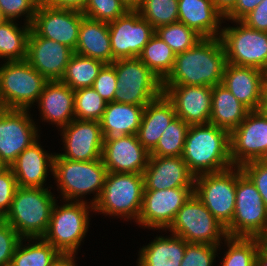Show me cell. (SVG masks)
<instances>
[{"label": "cell", "instance_id": "1", "mask_svg": "<svg viewBox=\"0 0 267 266\" xmlns=\"http://www.w3.org/2000/svg\"><path fill=\"white\" fill-rule=\"evenodd\" d=\"M225 64L220 37L202 38L189 50L176 54L173 69L162 85L213 87L222 83Z\"/></svg>", "mask_w": 267, "mask_h": 266}, {"label": "cell", "instance_id": "2", "mask_svg": "<svg viewBox=\"0 0 267 266\" xmlns=\"http://www.w3.org/2000/svg\"><path fill=\"white\" fill-rule=\"evenodd\" d=\"M182 157L195 177L230 169V133L211 123L190 125Z\"/></svg>", "mask_w": 267, "mask_h": 266}, {"label": "cell", "instance_id": "3", "mask_svg": "<svg viewBox=\"0 0 267 266\" xmlns=\"http://www.w3.org/2000/svg\"><path fill=\"white\" fill-rule=\"evenodd\" d=\"M56 199L48 188L17 187L10 210L3 220L21 238H42L46 233Z\"/></svg>", "mask_w": 267, "mask_h": 266}, {"label": "cell", "instance_id": "4", "mask_svg": "<svg viewBox=\"0 0 267 266\" xmlns=\"http://www.w3.org/2000/svg\"><path fill=\"white\" fill-rule=\"evenodd\" d=\"M53 176L65 201H84L83 195L96 192L91 205L100 197L108 173L103 160L75 161L54 156ZM80 199H79V198ZM78 198V199H77Z\"/></svg>", "mask_w": 267, "mask_h": 266}, {"label": "cell", "instance_id": "5", "mask_svg": "<svg viewBox=\"0 0 267 266\" xmlns=\"http://www.w3.org/2000/svg\"><path fill=\"white\" fill-rule=\"evenodd\" d=\"M144 192L143 174L108 172L100 197L93 205L95 212L139 219Z\"/></svg>", "mask_w": 267, "mask_h": 266}, {"label": "cell", "instance_id": "6", "mask_svg": "<svg viewBox=\"0 0 267 266\" xmlns=\"http://www.w3.org/2000/svg\"><path fill=\"white\" fill-rule=\"evenodd\" d=\"M229 237L260 238L267 231V208L255 184L236 166L235 210L225 228Z\"/></svg>", "mask_w": 267, "mask_h": 266}, {"label": "cell", "instance_id": "7", "mask_svg": "<svg viewBox=\"0 0 267 266\" xmlns=\"http://www.w3.org/2000/svg\"><path fill=\"white\" fill-rule=\"evenodd\" d=\"M58 206L55 202L48 229L42 237L61 255H76L89 225V210L93 205L86 201H66ZM91 205V206H90Z\"/></svg>", "mask_w": 267, "mask_h": 266}, {"label": "cell", "instance_id": "8", "mask_svg": "<svg viewBox=\"0 0 267 266\" xmlns=\"http://www.w3.org/2000/svg\"><path fill=\"white\" fill-rule=\"evenodd\" d=\"M46 82L26 60L7 61L0 67V108L29 110Z\"/></svg>", "mask_w": 267, "mask_h": 266}, {"label": "cell", "instance_id": "9", "mask_svg": "<svg viewBox=\"0 0 267 266\" xmlns=\"http://www.w3.org/2000/svg\"><path fill=\"white\" fill-rule=\"evenodd\" d=\"M111 65L117 76L113 101L146 106L163 94L161 79L139 58L118 59Z\"/></svg>", "mask_w": 267, "mask_h": 266}, {"label": "cell", "instance_id": "10", "mask_svg": "<svg viewBox=\"0 0 267 266\" xmlns=\"http://www.w3.org/2000/svg\"><path fill=\"white\" fill-rule=\"evenodd\" d=\"M173 235L188 243H204L219 246L227 233L225 227L211 214L193 193L179 209L167 228ZM222 238V239H221Z\"/></svg>", "mask_w": 267, "mask_h": 266}, {"label": "cell", "instance_id": "11", "mask_svg": "<svg viewBox=\"0 0 267 266\" xmlns=\"http://www.w3.org/2000/svg\"><path fill=\"white\" fill-rule=\"evenodd\" d=\"M237 27H223L222 41L226 62L267 70V32L252 29L243 22L233 21Z\"/></svg>", "mask_w": 267, "mask_h": 266}, {"label": "cell", "instance_id": "12", "mask_svg": "<svg viewBox=\"0 0 267 266\" xmlns=\"http://www.w3.org/2000/svg\"><path fill=\"white\" fill-rule=\"evenodd\" d=\"M193 193L226 228L235 210L236 166L222 172L196 176Z\"/></svg>", "mask_w": 267, "mask_h": 266}, {"label": "cell", "instance_id": "13", "mask_svg": "<svg viewBox=\"0 0 267 266\" xmlns=\"http://www.w3.org/2000/svg\"><path fill=\"white\" fill-rule=\"evenodd\" d=\"M230 158L237 167L267 159V114L262 109L249 111L230 133Z\"/></svg>", "mask_w": 267, "mask_h": 266}, {"label": "cell", "instance_id": "14", "mask_svg": "<svg viewBox=\"0 0 267 266\" xmlns=\"http://www.w3.org/2000/svg\"><path fill=\"white\" fill-rule=\"evenodd\" d=\"M113 62L118 59L138 58L144 46L155 34L153 26L137 10L108 23Z\"/></svg>", "mask_w": 267, "mask_h": 266}, {"label": "cell", "instance_id": "15", "mask_svg": "<svg viewBox=\"0 0 267 266\" xmlns=\"http://www.w3.org/2000/svg\"><path fill=\"white\" fill-rule=\"evenodd\" d=\"M83 17L80 10L43 4L37 6L31 28L40 37L57 41L75 51Z\"/></svg>", "mask_w": 267, "mask_h": 266}, {"label": "cell", "instance_id": "16", "mask_svg": "<svg viewBox=\"0 0 267 266\" xmlns=\"http://www.w3.org/2000/svg\"><path fill=\"white\" fill-rule=\"evenodd\" d=\"M28 112L0 108V159L7 167L38 140V129Z\"/></svg>", "mask_w": 267, "mask_h": 266}, {"label": "cell", "instance_id": "17", "mask_svg": "<svg viewBox=\"0 0 267 266\" xmlns=\"http://www.w3.org/2000/svg\"><path fill=\"white\" fill-rule=\"evenodd\" d=\"M194 187L144 190L139 219L136 223L152 229H167L179 209L193 194Z\"/></svg>", "mask_w": 267, "mask_h": 266}, {"label": "cell", "instance_id": "18", "mask_svg": "<svg viewBox=\"0 0 267 266\" xmlns=\"http://www.w3.org/2000/svg\"><path fill=\"white\" fill-rule=\"evenodd\" d=\"M74 50L68 46L40 37L32 28L27 41L26 61L47 81L61 80Z\"/></svg>", "mask_w": 267, "mask_h": 266}, {"label": "cell", "instance_id": "19", "mask_svg": "<svg viewBox=\"0 0 267 266\" xmlns=\"http://www.w3.org/2000/svg\"><path fill=\"white\" fill-rule=\"evenodd\" d=\"M65 153H57L75 161H92L102 158L104 136L99 121L72 120L62 127Z\"/></svg>", "mask_w": 267, "mask_h": 266}, {"label": "cell", "instance_id": "20", "mask_svg": "<svg viewBox=\"0 0 267 266\" xmlns=\"http://www.w3.org/2000/svg\"><path fill=\"white\" fill-rule=\"evenodd\" d=\"M163 94L173 104L177 117L188 125L210 122L212 87L162 85Z\"/></svg>", "mask_w": 267, "mask_h": 266}, {"label": "cell", "instance_id": "21", "mask_svg": "<svg viewBox=\"0 0 267 266\" xmlns=\"http://www.w3.org/2000/svg\"><path fill=\"white\" fill-rule=\"evenodd\" d=\"M222 84L249 110H261L265 94V72L246 66L225 64Z\"/></svg>", "mask_w": 267, "mask_h": 266}, {"label": "cell", "instance_id": "22", "mask_svg": "<svg viewBox=\"0 0 267 266\" xmlns=\"http://www.w3.org/2000/svg\"><path fill=\"white\" fill-rule=\"evenodd\" d=\"M149 157L137 135H125L103 144L102 160L108 172L143 174Z\"/></svg>", "mask_w": 267, "mask_h": 266}, {"label": "cell", "instance_id": "23", "mask_svg": "<svg viewBox=\"0 0 267 266\" xmlns=\"http://www.w3.org/2000/svg\"><path fill=\"white\" fill-rule=\"evenodd\" d=\"M143 178L144 190L194 187L195 182V176L188 169L182 156H150Z\"/></svg>", "mask_w": 267, "mask_h": 266}, {"label": "cell", "instance_id": "24", "mask_svg": "<svg viewBox=\"0 0 267 266\" xmlns=\"http://www.w3.org/2000/svg\"><path fill=\"white\" fill-rule=\"evenodd\" d=\"M43 150L37 140L24 149L9 166L19 187L44 188L49 169L53 173L55 154Z\"/></svg>", "mask_w": 267, "mask_h": 266}, {"label": "cell", "instance_id": "25", "mask_svg": "<svg viewBox=\"0 0 267 266\" xmlns=\"http://www.w3.org/2000/svg\"><path fill=\"white\" fill-rule=\"evenodd\" d=\"M37 103L42 120L60 129L75 119L74 90L61 80L47 81Z\"/></svg>", "mask_w": 267, "mask_h": 266}, {"label": "cell", "instance_id": "26", "mask_svg": "<svg viewBox=\"0 0 267 266\" xmlns=\"http://www.w3.org/2000/svg\"><path fill=\"white\" fill-rule=\"evenodd\" d=\"M145 106L108 102L100 119L104 141L137 135Z\"/></svg>", "mask_w": 267, "mask_h": 266}, {"label": "cell", "instance_id": "27", "mask_svg": "<svg viewBox=\"0 0 267 266\" xmlns=\"http://www.w3.org/2000/svg\"><path fill=\"white\" fill-rule=\"evenodd\" d=\"M223 19L211 0H178V21L202 38L220 37Z\"/></svg>", "mask_w": 267, "mask_h": 266}, {"label": "cell", "instance_id": "28", "mask_svg": "<svg viewBox=\"0 0 267 266\" xmlns=\"http://www.w3.org/2000/svg\"><path fill=\"white\" fill-rule=\"evenodd\" d=\"M175 117L174 106L164 94L145 106L137 137L149 153Z\"/></svg>", "mask_w": 267, "mask_h": 266}, {"label": "cell", "instance_id": "29", "mask_svg": "<svg viewBox=\"0 0 267 266\" xmlns=\"http://www.w3.org/2000/svg\"><path fill=\"white\" fill-rule=\"evenodd\" d=\"M74 53L113 63L108 23L84 16L79 28L78 42Z\"/></svg>", "mask_w": 267, "mask_h": 266}, {"label": "cell", "instance_id": "30", "mask_svg": "<svg viewBox=\"0 0 267 266\" xmlns=\"http://www.w3.org/2000/svg\"><path fill=\"white\" fill-rule=\"evenodd\" d=\"M210 122L231 133L245 119L249 110L220 83L212 87Z\"/></svg>", "mask_w": 267, "mask_h": 266}, {"label": "cell", "instance_id": "31", "mask_svg": "<svg viewBox=\"0 0 267 266\" xmlns=\"http://www.w3.org/2000/svg\"><path fill=\"white\" fill-rule=\"evenodd\" d=\"M169 238L156 237L140 250L138 266H180L187 241L171 234Z\"/></svg>", "mask_w": 267, "mask_h": 266}, {"label": "cell", "instance_id": "32", "mask_svg": "<svg viewBox=\"0 0 267 266\" xmlns=\"http://www.w3.org/2000/svg\"><path fill=\"white\" fill-rule=\"evenodd\" d=\"M31 25L18 28L13 20H5L0 25V58L6 61H23L27 57V41Z\"/></svg>", "mask_w": 267, "mask_h": 266}, {"label": "cell", "instance_id": "33", "mask_svg": "<svg viewBox=\"0 0 267 266\" xmlns=\"http://www.w3.org/2000/svg\"><path fill=\"white\" fill-rule=\"evenodd\" d=\"M22 240L24 238H21L15 249L11 266H52L62 256L43 238H30L33 242L36 240V243L24 247Z\"/></svg>", "mask_w": 267, "mask_h": 266}, {"label": "cell", "instance_id": "34", "mask_svg": "<svg viewBox=\"0 0 267 266\" xmlns=\"http://www.w3.org/2000/svg\"><path fill=\"white\" fill-rule=\"evenodd\" d=\"M105 65L98 59L81 56L74 53L66 67L65 74L61 81L72 90L92 87L95 78Z\"/></svg>", "mask_w": 267, "mask_h": 266}, {"label": "cell", "instance_id": "35", "mask_svg": "<svg viewBox=\"0 0 267 266\" xmlns=\"http://www.w3.org/2000/svg\"><path fill=\"white\" fill-rule=\"evenodd\" d=\"M138 58L163 81L173 69L176 54L168 44L154 34Z\"/></svg>", "mask_w": 267, "mask_h": 266}, {"label": "cell", "instance_id": "36", "mask_svg": "<svg viewBox=\"0 0 267 266\" xmlns=\"http://www.w3.org/2000/svg\"><path fill=\"white\" fill-rule=\"evenodd\" d=\"M228 251L224 252L222 266H256V255L261 247L260 238L226 237Z\"/></svg>", "mask_w": 267, "mask_h": 266}, {"label": "cell", "instance_id": "37", "mask_svg": "<svg viewBox=\"0 0 267 266\" xmlns=\"http://www.w3.org/2000/svg\"><path fill=\"white\" fill-rule=\"evenodd\" d=\"M190 125L179 117H175L162 133L150 156L176 157L182 156L184 144Z\"/></svg>", "mask_w": 267, "mask_h": 266}, {"label": "cell", "instance_id": "38", "mask_svg": "<svg viewBox=\"0 0 267 266\" xmlns=\"http://www.w3.org/2000/svg\"><path fill=\"white\" fill-rule=\"evenodd\" d=\"M137 11L154 29L178 22V0H143Z\"/></svg>", "mask_w": 267, "mask_h": 266}, {"label": "cell", "instance_id": "39", "mask_svg": "<svg viewBox=\"0 0 267 266\" xmlns=\"http://www.w3.org/2000/svg\"><path fill=\"white\" fill-rule=\"evenodd\" d=\"M155 34L168 44L175 54L189 50L202 39L194 30L179 21L158 27Z\"/></svg>", "mask_w": 267, "mask_h": 266}, {"label": "cell", "instance_id": "40", "mask_svg": "<svg viewBox=\"0 0 267 266\" xmlns=\"http://www.w3.org/2000/svg\"><path fill=\"white\" fill-rule=\"evenodd\" d=\"M106 104L93 87L74 90L75 119L100 121Z\"/></svg>", "mask_w": 267, "mask_h": 266}, {"label": "cell", "instance_id": "41", "mask_svg": "<svg viewBox=\"0 0 267 266\" xmlns=\"http://www.w3.org/2000/svg\"><path fill=\"white\" fill-rule=\"evenodd\" d=\"M127 11L121 0H88L82 13L88 18L110 23Z\"/></svg>", "mask_w": 267, "mask_h": 266}, {"label": "cell", "instance_id": "42", "mask_svg": "<svg viewBox=\"0 0 267 266\" xmlns=\"http://www.w3.org/2000/svg\"><path fill=\"white\" fill-rule=\"evenodd\" d=\"M219 246L204 243H187L180 266H213Z\"/></svg>", "mask_w": 267, "mask_h": 266}, {"label": "cell", "instance_id": "43", "mask_svg": "<svg viewBox=\"0 0 267 266\" xmlns=\"http://www.w3.org/2000/svg\"><path fill=\"white\" fill-rule=\"evenodd\" d=\"M37 4L33 0H0V9L6 20L26 16L25 24L32 25Z\"/></svg>", "mask_w": 267, "mask_h": 266}, {"label": "cell", "instance_id": "44", "mask_svg": "<svg viewBox=\"0 0 267 266\" xmlns=\"http://www.w3.org/2000/svg\"><path fill=\"white\" fill-rule=\"evenodd\" d=\"M21 237L15 229L0 219V266H10Z\"/></svg>", "mask_w": 267, "mask_h": 266}, {"label": "cell", "instance_id": "45", "mask_svg": "<svg viewBox=\"0 0 267 266\" xmlns=\"http://www.w3.org/2000/svg\"><path fill=\"white\" fill-rule=\"evenodd\" d=\"M241 169L255 184L267 208V159L247 162Z\"/></svg>", "mask_w": 267, "mask_h": 266}, {"label": "cell", "instance_id": "46", "mask_svg": "<svg viewBox=\"0 0 267 266\" xmlns=\"http://www.w3.org/2000/svg\"><path fill=\"white\" fill-rule=\"evenodd\" d=\"M92 87L107 103L112 102L117 90L115 68L111 64H105L95 78Z\"/></svg>", "mask_w": 267, "mask_h": 266}, {"label": "cell", "instance_id": "47", "mask_svg": "<svg viewBox=\"0 0 267 266\" xmlns=\"http://www.w3.org/2000/svg\"><path fill=\"white\" fill-rule=\"evenodd\" d=\"M17 181L10 167L0 172V219H3L11 207Z\"/></svg>", "mask_w": 267, "mask_h": 266}, {"label": "cell", "instance_id": "48", "mask_svg": "<svg viewBox=\"0 0 267 266\" xmlns=\"http://www.w3.org/2000/svg\"><path fill=\"white\" fill-rule=\"evenodd\" d=\"M240 21L252 29L267 32V0H263Z\"/></svg>", "mask_w": 267, "mask_h": 266}, {"label": "cell", "instance_id": "49", "mask_svg": "<svg viewBox=\"0 0 267 266\" xmlns=\"http://www.w3.org/2000/svg\"><path fill=\"white\" fill-rule=\"evenodd\" d=\"M262 1L263 0H237L234 10L225 19L239 21L254 10Z\"/></svg>", "mask_w": 267, "mask_h": 266}, {"label": "cell", "instance_id": "50", "mask_svg": "<svg viewBox=\"0 0 267 266\" xmlns=\"http://www.w3.org/2000/svg\"><path fill=\"white\" fill-rule=\"evenodd\" d=\"M88 0H47L46 4L58 8H71L82 11Z\"/></svg>", "mask_w": 267, "mask_h": 266}, {"label": "cell", "instance_id": "51", "mask_svg": "<svg viewBox=\"0 0 267 266\" xmlns=\"http://www.w3.org/2000/svg\"><path fill=\"white\" fill-rule=\"evenodd\" d=\"M211 2L225 19L234 10L237 0H211Z\"/></svg>", "mask_w": 267, "mask_h": 266}, {"label": "cell", "instance_id": "52", "mask_svg": "<svg viewBox=\"0 0 267 266\" xmlns=\"http://www.w3.org/2000/svg\"><path fill=\"white\" fill-rule=\"evenodd\" d=\"M74 258L75 255H62L52 266H76Z\"/></svg>", "mask_w": 267, "mask_h": 266}, {"label": "cell", "instance_id": "53", "mask_svg": "<svg viewBox=\"0 0 267 266\" xmlns=\"http://www.w3.org/2000/svg\"><path fill=\"white\" fill-rule=\"evenodd\" d=\"M256 266H267V251L262 246L256 255Z\"/></svg>", "mask_w": 267, "mask_h": 266}, {"label": "cell", "instance_id": "54", "mask_svg": "<svg viewBox=\"0 0 267 266\" xmlns=\"http://www.w3.org/2000/svg\"><path fill=\"white\" fill-rule=\"evenodd\" d=\"M143 0H121L128 10H137Z\"/></svg>", "mask_w": 267, "mask_h": 266}, {"label": "cell", "instance_id": "55", "mask_svg": "<svg viewBox=\"0 0 267 266\" xmlns=\"http://www.w3.org/2000/svg\"><path fill=\"white\" fill-rule=\"evenodd\" d=\"M261 246L267 251V231L260 237Z\"/></svg>", "mask_w": 267, "mask_h": 266}, {"label": "cell", "instance_id": "56", "mask_svg": "<svg viewBox=\"0 0 267 266\" xmlns=\"http://www.w3.org/2000/svg\"><path fill=\"white\" fill-rule=\"evenodd\" d=\"M262 110L267 114V95H264Z\"/></svg>", "mask_w": 267, "mask_h": 266}, {"label": "cell", "instance_id": "57", "mask_svg": "<svg viewBox=\"0 0 267 266\" xmlns=\"http://www.w3.org/2000/svg\"><path fill=\"white\" fill-rule=\"evenodd\" d=\"M7 168V165L0 159V172Z\"/></svg>", "mask_w": 267, "mask_h": 266}, {"label": "cell", "instance_id": "58", "mask_svg": "<svg viewBox=\"0 0 267 266\" xmlns=\"http://www.w3.org/2000/svg\"><path fill=\"white\" fill-rule=\"evenodd\" d=\"M33 1L39 6V5L46 4L47 0H33Z\"/></svg>", "mask_w": 267, "mask_h": 266}, {"label": "cell", "instance_id": "59", "mask_svg": "<svg viewBox=\"0 0 267 266\" xmlns=\"http://www.w3.org/2000/svg\"><path fill=\"white\" fill-rule=\"evenodd\" d=\"M267 95V70L265 71V94Z\"/></svg>", "mask_w": 267, "mask_h": 266}, {"label": "cell", "instance_id": "60", "mask_svg": "<svg viewBox=\"0 0 267 266\" xmlns=\"http://www.w3.org/2000/svg\"><path fill=\"white\" fill-rule=\"evenodd\" d=\"M6 19L4 18V16L2 15L1 9H0V25L1 23H3Z\"/></svg>", "mask_w": 267, "mask_h": 266}]
</instances>
